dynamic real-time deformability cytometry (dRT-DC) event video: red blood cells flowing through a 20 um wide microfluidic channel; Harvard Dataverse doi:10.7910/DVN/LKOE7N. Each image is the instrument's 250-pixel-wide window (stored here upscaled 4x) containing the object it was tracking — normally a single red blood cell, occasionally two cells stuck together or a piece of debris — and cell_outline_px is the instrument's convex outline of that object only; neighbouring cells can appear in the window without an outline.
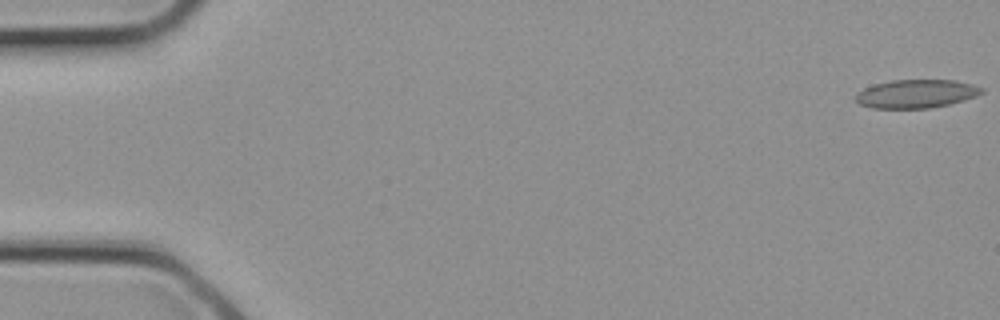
{"species": "common noctule bat (a hibernating species)", "species_latin": "Nyctalus noctula", "temperature_condition": "cold", "stored_images_in_passage": 4, "camera_frame_rate_fps": 3000, "um_per_image_px": 0.085, "animal": {"sex": "female", "body_mass_g": 21.9}, "frame": {"image": 1, "passage_image": 1, "time_ms": 0.0, "image_size_px": [1000, 320], "cell_outline_px": [[984, 92], [976, 96], [964, 100], [948, 104], [928, 108], [872, 108], [860, 104], [852, 96], [856, 92], [864, 88], [876, 84], [892, 80], [956, 80], [972, 84], [984, 88]], "centroid_in_image_um": [77.87, 7.97], "position_along_channel_um": 7.1, "area_um2": 20.92}}
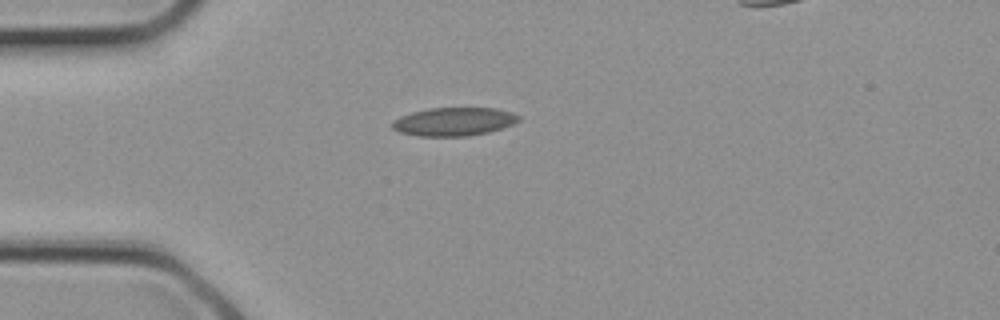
{"frame": {"image": 2, "passage_image": 3, "time_ms": 0.667, "image_size_px": [1000, 320], "cell_outline_px": [[520, 120], [512, 124], [488, 132], [468, 136], [420, 136], [400, 132], [392, 128], [392, 120], [400, 116], [412, 112], [428, 108], [496, 108], [512, 112], [520, 116]], "centroid_in_image_um": [38.57, 10.33], "position_along_channel_um": 46.4, "area_um2": 20.87}}